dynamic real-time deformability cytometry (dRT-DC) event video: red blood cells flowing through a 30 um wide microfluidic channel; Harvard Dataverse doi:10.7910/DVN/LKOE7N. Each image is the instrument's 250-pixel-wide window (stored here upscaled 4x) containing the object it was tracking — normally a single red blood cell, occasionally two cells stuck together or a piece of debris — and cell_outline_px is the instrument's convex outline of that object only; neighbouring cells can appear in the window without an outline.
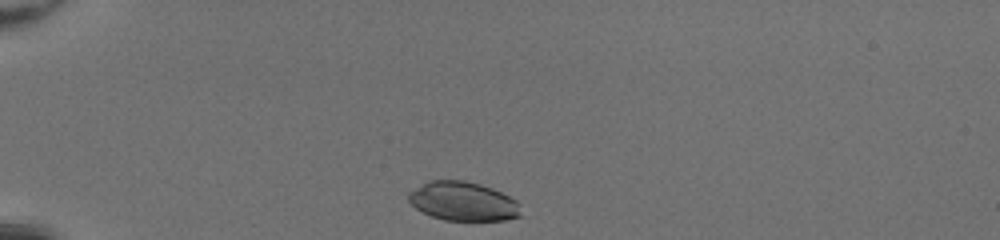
{"species": "common noctule bat (a hibernating species)", "species_latin": "Nyctalus noctula", "temperature_condition": "room temperature", "stored_images_in_passage": 32, "camera_frame_rate_fps": 3000, "um_per_image_px": 0.085, "animal": {"sex": "female", "body_mass_g": 20.0, "forearm_length_mm": 54.0}, "frame": {"image": 1, "passage_image": 1, "time_ms": 0.0, "image_size_px": [1000, 240], "cell_outline_px": [[520, 216], [504, 220], [444, 220], [432, 216], [416, 208], [408, 200], [408, 192], [428, 180], [464, 180], [480, 184], [492, 188], [516, 200], [520, 204]], "centroid_in_image_um": [39.35, 17.1], "position_along_channel_um": 45.7, "area_um2": 25.43}}
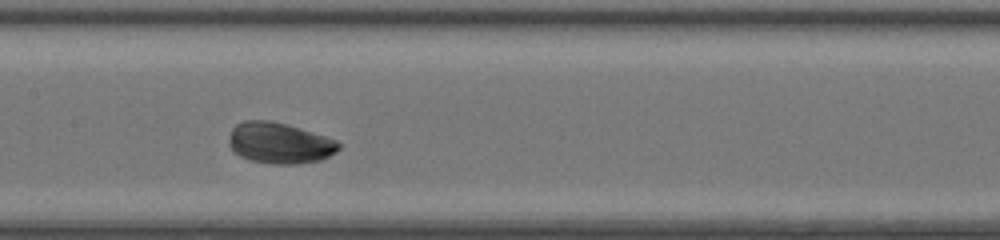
{"frame": {"image": 2, "passage_image": 14, "time_ms": 4.333, "image_size_px": [1000, 240], "cell_outline_px": [[344, 144], [336, 152], [320, 160], [296, 164], [276, 164], [252, 160], [240, 156], [228, 144], [228, 140], [232, 128], [236, 124], [244, 120], [268, 120], [288, 124], [336, 140]], "centroid_in_image_um": [23.77, 12.15], "position_along_channel_um": 183.6, "area_um2": 26.18}}
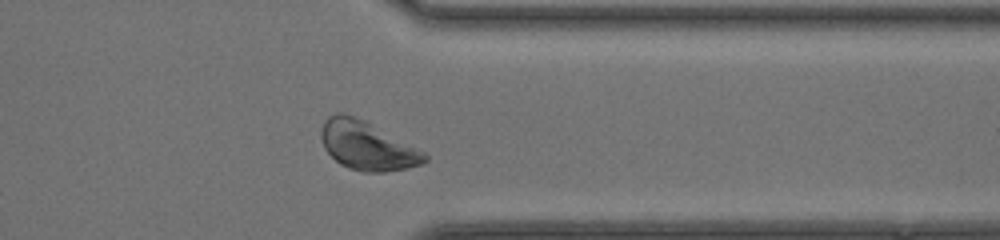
{"frame": {"image": 3, "passage_image": 28, "time_ms": 9.0, "image_size_px": [1000, 240], "cell_outline_px": [[428, 160], [424, 164], [408, 168], [384, 172], [364, 172], [348, 168], [340, 164], [324, 148], [320, 136], [320, 128], [324, 120], [328, 116], [336, 112], [344, 112], [424, 152], [428, 156]], "centroid_in_image_um": [31.16, 12.41], "position_along_channel_um": 380.2, "area_um2": 28.78}, "authors_computed_cell_mechanics": {"area_um2": 26.4724, "velocity_mm_per_s": 4.2382, "shape_relaxation_time_tau1_ms": 1.7906, "shape_relaxation_time_tau2_ms": 7.3184, "deformation_change_tau1": 0.0981, "deformation_change_tau2": 0.0996}}